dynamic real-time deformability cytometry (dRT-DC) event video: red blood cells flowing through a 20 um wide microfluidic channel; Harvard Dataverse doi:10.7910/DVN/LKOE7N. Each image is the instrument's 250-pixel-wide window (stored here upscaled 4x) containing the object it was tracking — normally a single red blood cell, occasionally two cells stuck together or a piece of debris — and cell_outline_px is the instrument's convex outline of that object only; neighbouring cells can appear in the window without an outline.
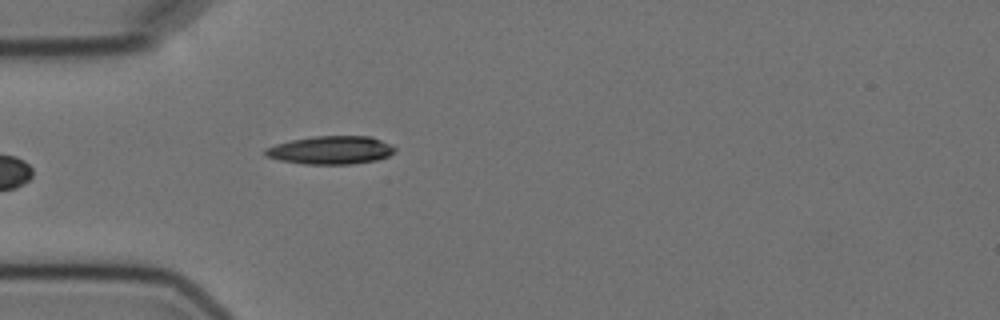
{"species": "Egyptian fruit bat (a non-hibernating species)", "species_latin": "Rousettus aegyptiacus", "temperature_condition": "cold", "stored_images_in_passage": 5, "camera_frame_rate_fps": 3000, "um_per_image_px": 0.085, "animal": {"sex": "female"}, "frame": {"image": 1, "passage_image": 5, "time_ms": 4.667, "image_size_px": [1000, 320], "cell_outline_px": [[396, 152], [388, 156], [376, 160], [352, 164], [304, 164], [280, 160], [264, 156], [264, 148], [276, 144], [292, 140], [312, 136], [372, 136], [392, 144], [396, 148]], "centroid_in_image_um": [28.14, 12.75], "position_along_channel_um": 56.9, "area_um2": 21.5}}